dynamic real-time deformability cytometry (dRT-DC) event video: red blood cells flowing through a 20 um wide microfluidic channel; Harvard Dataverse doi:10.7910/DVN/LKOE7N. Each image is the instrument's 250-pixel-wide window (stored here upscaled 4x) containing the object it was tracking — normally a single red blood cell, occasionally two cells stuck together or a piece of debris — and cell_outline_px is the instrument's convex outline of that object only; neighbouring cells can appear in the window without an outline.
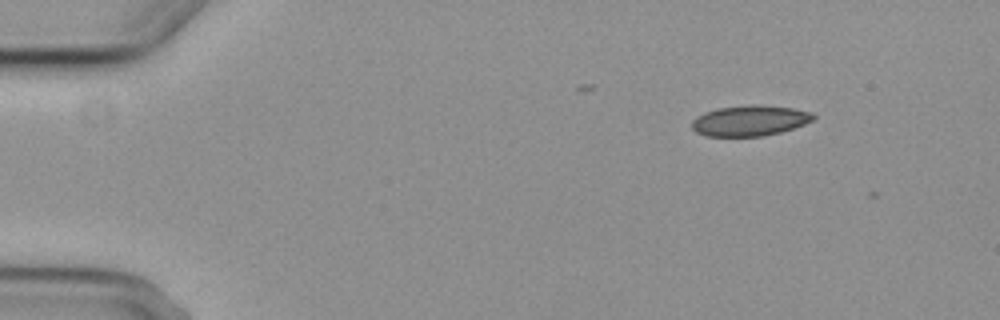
{"species": "common noctule bat (a hibernating species)", "species_latin": "Nyctalus noctula", "temperature_condition": "cold", "stored_images_in_passage": 6, "camera_frame_rate_fps": 3000, "um_per_image_px": 0.085, "animal": {"sex": "female", "body_mass_g": 29.2, "forearm_length_mm": 56.3}, "frame": {"image": 1, "passage_image": 1, "time_ms": 0.0, "image_size_px": [1000, 320], "cell_outline_px": [[816, 116], [812, 120], [804, 124], [780, 132], [764, 136], [704, 136], [696, 132], [692, 128], [692, 120], [696, 116], [704, 112], [716, 108], [752, 104], [760, 104], [792, 108], [812, 112]], "centroid_in_image_um": [63.71, 10.24], "position_along_channel_um": 21.3, "area_um2": 21.79}}
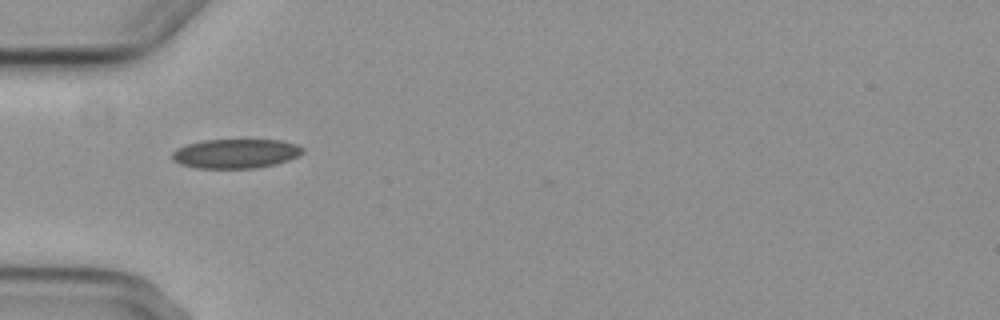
{"frame": {"image": 2, "passage_image": 4, "time_ms": 3.667, "image_size_px": [1000, 320], "cell_outline_px": [[304, 152], [300, 156], [276, 164], [256, 168], [196, 168], [180, 164], [172, 160], [172, 152], [176, 148], [188, 144], [204, 140], [280, 140], [296, 144], [304, 148]], "centroid_in_image_um": [20.05, 13.06], "position_along_channel_um": 65.0, "area_um2": 22.43}}
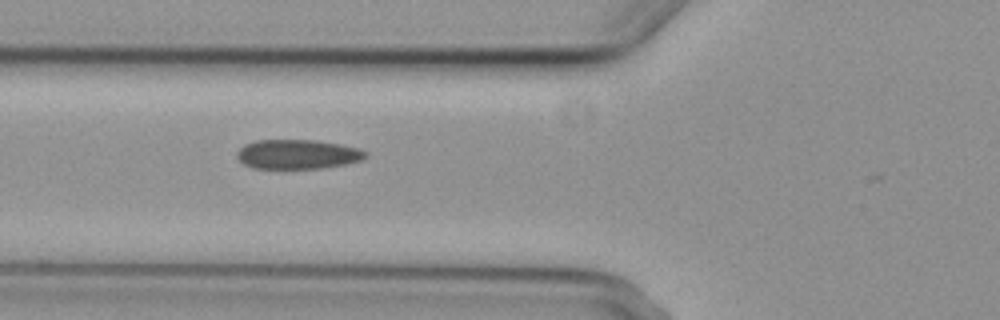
{"frame": {"image": 3, "passage_image": 5, "time_ms": 4.667, "image_size_px": [1000, 320], "cell_outline_px": [[368, 156], [360, 160], [344, 164], [324, 168], [252, 168], [244, 164], [236, 156], [236, 152], [244, 144], [256, 140], [316, 140], [340, 144], [360, 148], [368, 152]], "centroid_in_image_um": [25.3, 13.1], "position_along_channel_um": 100.5, "area_um2": 22.14}}